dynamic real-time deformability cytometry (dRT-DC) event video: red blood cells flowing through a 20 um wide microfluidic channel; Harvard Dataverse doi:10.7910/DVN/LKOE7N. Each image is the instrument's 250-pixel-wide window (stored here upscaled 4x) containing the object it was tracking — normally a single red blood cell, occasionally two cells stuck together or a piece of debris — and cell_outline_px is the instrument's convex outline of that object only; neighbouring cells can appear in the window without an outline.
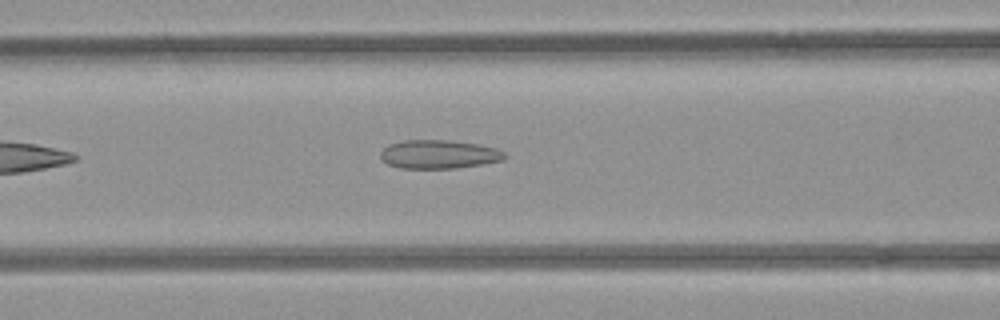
{"species": "common noctule bat (a hibernating species)", "species_latin": "Nyctalus noctula", "temperature_condition": "room temperature", "stored_images_in_passage": 6, "camera_frame_rate_fps": 3000, "um_per_image_px": 0.085, "animal": {"sex": "female", "body_mass_g": 21.9}, "frame": {"image": 1, "passage_image": 6, "time_ms": 6.0, "image_size_px": [1000, 320], "cell_outline_px": [[508, 156], [500, 160], [480, 164], [456, 168], [400, 168], [388, 164], [380, 160], [380, 152], [384, 148], [392, 144], [404, 140], [448, 140], [476, 144], [496, 148], [504, 152]], "centroid_in_image_um": [37.27, 13.12], "position_along_channel_um": 129.3, "area_um2": 20.52}}